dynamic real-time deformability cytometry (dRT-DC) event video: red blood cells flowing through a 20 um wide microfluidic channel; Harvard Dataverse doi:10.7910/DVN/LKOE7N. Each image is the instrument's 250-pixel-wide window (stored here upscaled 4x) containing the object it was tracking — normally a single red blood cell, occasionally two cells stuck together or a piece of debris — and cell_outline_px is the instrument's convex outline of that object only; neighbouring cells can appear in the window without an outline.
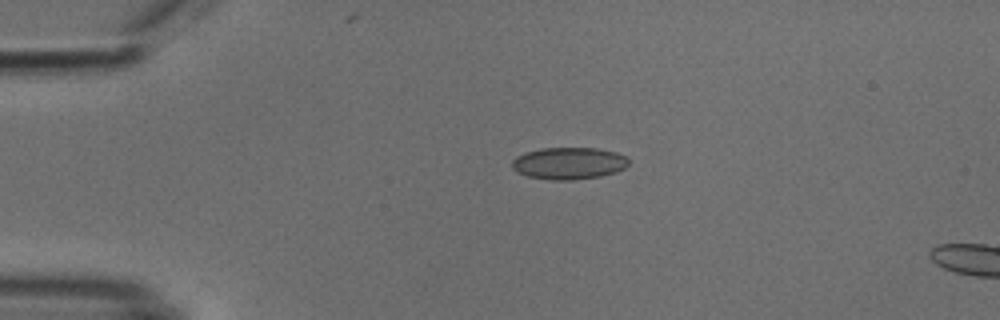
{"species": "common noctule bat (a hibernating species)", "species_latin": "Nyctalus noctula", "temperature_condition": "cold", "stored_images_in_passage": 2, "camera_frame_rate_fps": 3000, "um_per_image_px": 0.085, "animal": {"sex": "male", "body_mass_g": 18.8}, "frame": {"image": 1, "passage_image": 1, "time_ms": 0.0, "image_size_px": [1000, 320], "cell_outline_px": [[628, 164], [624, 168], [616, 172], [600, 176], [572, 180], [548, 180], [528, 176], [516, 172], [512, 168], [512, 160], [516, 156], [524, 152], [540, 148], [596, 148], [616, 152], [628, 156]], "centroid_in_image_um": [48.33, 13.87], "position_along_channel_um": 36.7, "area_um2": 21.96}}